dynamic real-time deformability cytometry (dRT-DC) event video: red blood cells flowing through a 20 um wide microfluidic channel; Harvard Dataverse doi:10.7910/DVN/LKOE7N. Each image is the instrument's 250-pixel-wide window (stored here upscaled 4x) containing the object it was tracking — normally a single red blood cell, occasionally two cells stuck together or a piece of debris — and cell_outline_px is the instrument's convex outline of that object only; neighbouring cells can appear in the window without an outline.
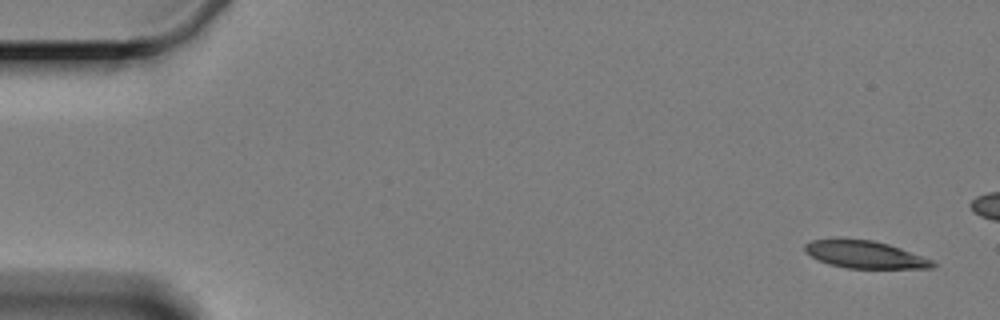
{"species": "Egyptian fruit bat (a non-hibernating species)", "species_latin": "Rousettus aegyptiacus", "temperature_condition": "cold", "stored_images_in_passage": 5, "camera_frame_rate_fps": 3000, "um_per_image_px": 0.085, "animal": {"sex": "female"}, "frame": {"image": 1, "passage_image": 1, "time_ms": 0.0, "image_size_px": [1000, 320], "cell_outline_px": [[936, 264], [932, 268], [848, 268], [828, 264], [804, 252], [804, 244], [812, 240], [832, 236], [840, 236], [872, 240], [888, 244], [936, 260]], "centroid_in_image_um": [73.47, 21.59], "position_along_channel_um": 11.5, "area_um2": 21.1}}
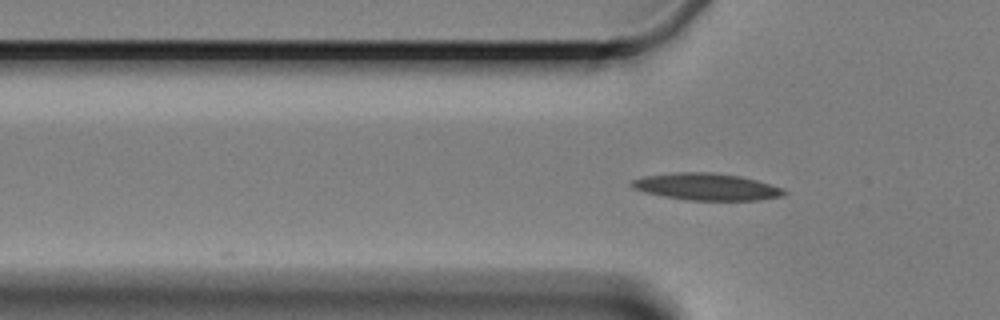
{"frame": {"image": 2, "passage_image": 5, "time_ms": 5.333, "image_size_px": [1000, 320], "cell_outline_px": [[788, 192], [784, 196], [760, 200], [684, 200], [644, 192], [632, 188], [628, 184], [632, 180], [648, 176], [676, 172], [712, 172], [740, 176], [756, 180], [784, 188]], "centroid_in_image_um": [60.08, 15.88], "position_along_channel_um": 65.7, "area_um2": 23.99}}